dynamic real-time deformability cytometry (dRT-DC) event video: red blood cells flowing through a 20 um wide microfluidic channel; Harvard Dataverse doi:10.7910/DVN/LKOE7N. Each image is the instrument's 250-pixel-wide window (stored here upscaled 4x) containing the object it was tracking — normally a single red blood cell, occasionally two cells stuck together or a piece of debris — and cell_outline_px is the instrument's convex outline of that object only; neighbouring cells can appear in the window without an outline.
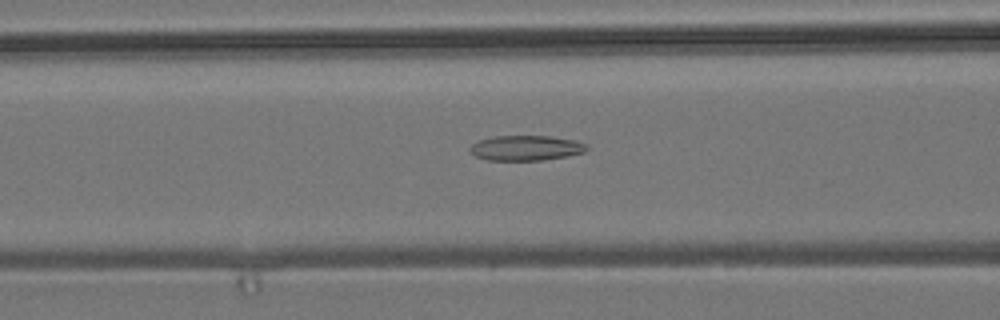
{"species": "common noctule bat (a hibernating species)", "species_latin": "Nyctalus noctula", "temperature_condition": "room temperature", "stored_images_in_passage": 55, "camera_frame_rate_fps": 3000, "um_per_image_px": 0.085, "animal": {"sex": "male", "body_mass_g": 19.2, "forearm_length_mm": 51.8}, "frame": {"image": 1, "passage_image": 22, "time_ms": 7.0, "image_size_px": [1000, 320], "cell_outline_px": [[588, 148], [584, 152], [568, 156], [544, 160], [488, 160], [476, 156], [468, 152], [468, 148], [472, 144], [480, 140], [492, 136], [552, 136], [576, 140], [584, 144]], "centroid_in_image_um": [44.68, 12.57], "position_along_channel_um": 121.9, "area_um2": 17.17}}
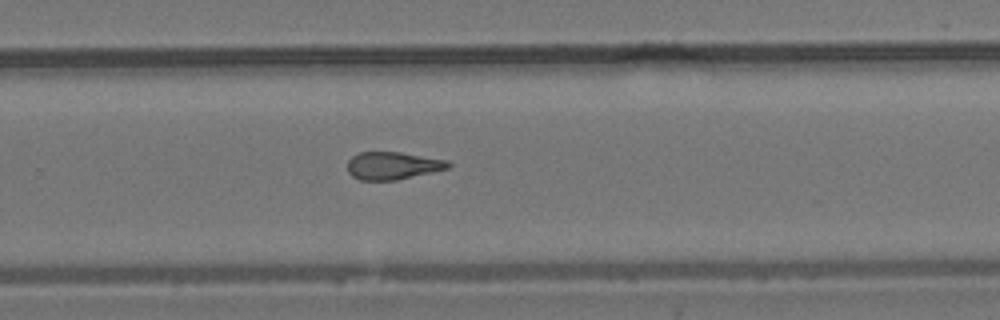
{"frame": {"image": 2, "passage_image": 36, "time_ms": 11.667, "image_size_px": [1000, 320], "cell_outline_px": [[452, 164], [448, 168], [432, 172], [396, 180], [360, 180], [352, 176], [348, 172], [348, 160], [352, 156], [360, 152], [400, 152], [448, 160]], "centroid_in_image_um": [33.38, 14.08], "position_along_channel_um": 296.4, "area_um2": 16.18}}
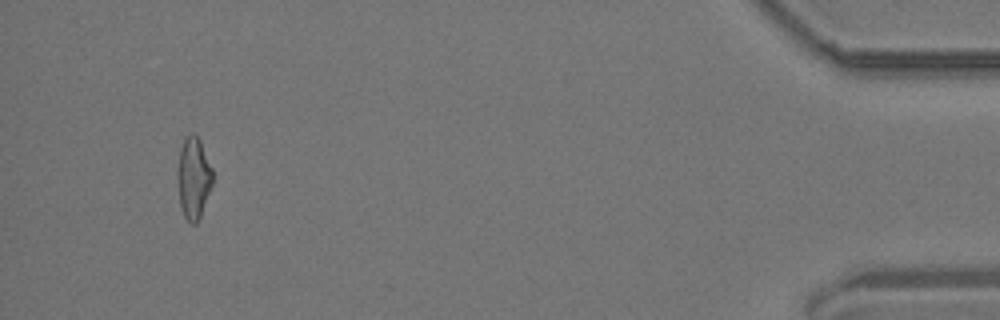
{"frame": {"image": 3, "passage_image": 52, "time_ms": 17.0, "image_size_px": [1000, 320], "cell_outline_px": [[212, 184], [200, 216], [196, 224], [192, 224], [184, 216], [180, 208], [176, 176], [176, 172], [180, 148], [188, 132], [192, 132], [200, 140], [212, 168]], "centroid_in_image_um": [16.41, 15.11], "position_along_channel_um": 418.8, "area_um2": 16.82}, "authors_computed_cell_mechanics": {"area_um2": 17.1666, "velocity_mm_per_s": 3.7489, "shape_relaxation_time_tau1_ms": null, "shape_relaxation_time_tau2_ms": 4.6816, "deformation_change_tau1": null, "deformation_change_tau2": 0.1583}}